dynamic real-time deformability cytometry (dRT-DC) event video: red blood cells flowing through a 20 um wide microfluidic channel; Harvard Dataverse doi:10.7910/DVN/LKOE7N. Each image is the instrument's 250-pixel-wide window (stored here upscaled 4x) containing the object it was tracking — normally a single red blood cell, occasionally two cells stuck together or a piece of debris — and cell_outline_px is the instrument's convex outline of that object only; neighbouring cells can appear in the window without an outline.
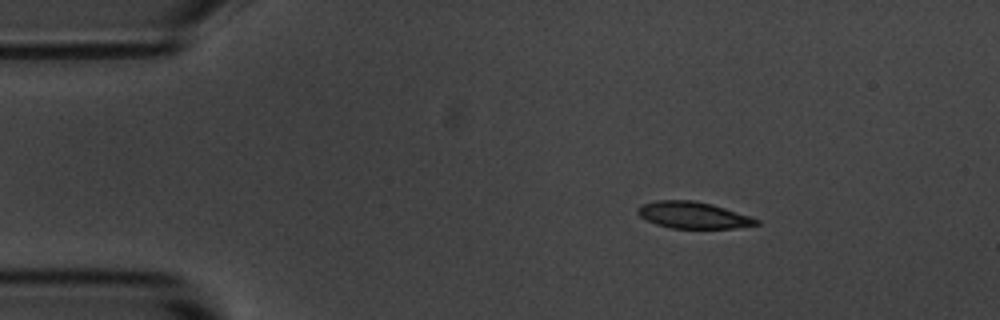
{"species": "common noctule bat (a hibernating species)", "species_latin": "Nyctalus noctula", "temperature_condition": "room temperature", "stored_images_in_passage": 47, "camera_frame_rate_fps": 3000, "um_per_image_px": 0.085, "animal": {"sex": "male", "body_mass_g": 20.1, "forearm_length_mm": 53.5}, "frame": {"image": 1, "passage_image": 1, "time_ms": 0.0, "image_size_px": [1000, 320], "cell_outline_px": [[760, 224], [736, 228], [672, 228], [656, 224], [640, 216], [636, 212], [636, 208], [640, 204], [656, 200], [692, 200], [712, 204], [752, 216], [760, 220]], "centroid_in_image_um": [58.93, 18.28], "position_along_channel_um": 26.1, "area_um2": 18.55}}
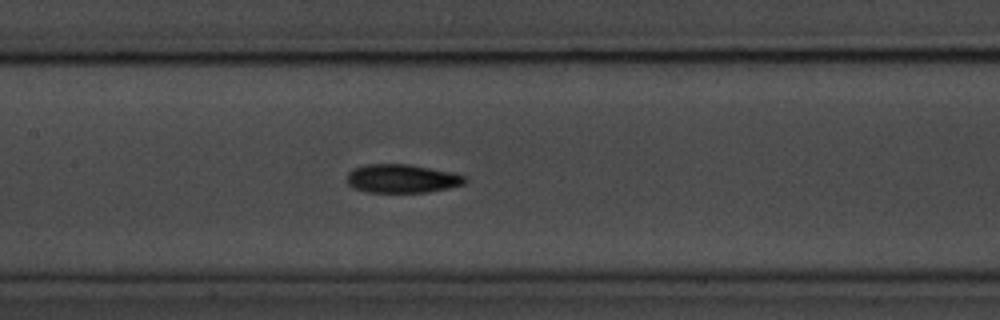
{"frame": {"image": 2, "passage_image": 18, "time_ms": 5.667, "image_size_px": [1000, 320], "cell_outline_px": [[468, 180], [464, 184], [448, 188], [428, 192], [368, 192], [352, 188], [348, 184], [348, 172], [352, 168], [368, 164], [412, 164], [452, 172], [468, 176]], "centroid_in_image_um": [34.2, 15.17], "position_along_channel_um": 173.2, "area_um2": 19.88}}
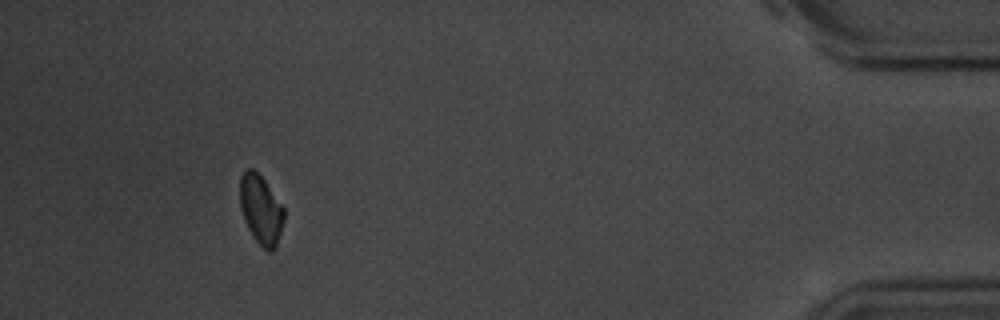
{"frame": {"image": 3, "passage_image": 43, "time_ms": 14.0, "image_size_px": [1000, 320], "cell_outline_px": [[284, 220], [276, 248], [272, 252], [268, 252], [252, 236], [244, 220], [240, 208], [240, 176], [248, 168], [252, 168], [264, 180], [284, 208]], "centroid_in_image_um": [22.17, 17.84], "position_along_channel_um": 413.0, "area_um2": 17.69}, "authors_computed_cell_mechanics": {"area_um2": 19.074, "velocity_mm_per_s": 3.6455, "shape_relaxation_time_tau1_ms": 2.367, "shape_relaxation_time_tau2_ms": 5.6729, "deformation_change_tau1": 0.1092, "deformation_change_tau2": 0.0909}}